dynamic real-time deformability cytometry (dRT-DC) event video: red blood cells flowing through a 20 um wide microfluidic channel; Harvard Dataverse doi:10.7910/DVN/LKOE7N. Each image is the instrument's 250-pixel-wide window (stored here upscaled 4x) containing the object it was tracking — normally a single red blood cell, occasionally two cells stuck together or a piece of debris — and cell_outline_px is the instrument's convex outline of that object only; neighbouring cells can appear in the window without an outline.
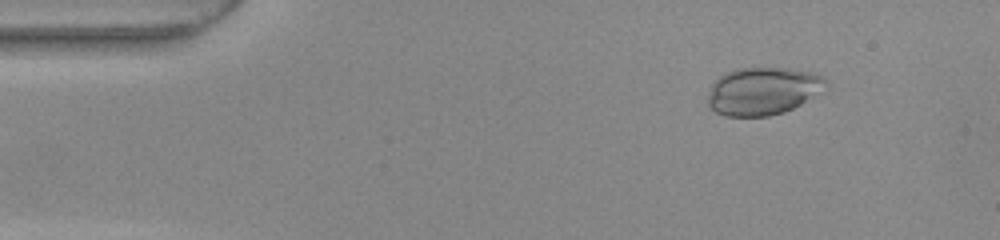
{"species": "common noctule bat (a hibernating species)", "species_latin": "Nyctalus noctula", "temperature_condition": "warm", "stored_images_in_passage": 14, "camera_frame_rate_fps": 3000, "um_per_image_px": 0.085, "animal": {"sex": "female", "body_mass_g": 22.0, "forearm_length_mm": 56.7}, "frame": {"image": 1, "passage_image": 1, "time_ms": 0.0, "image_size_px": [1000, 240], "cell_outline_px": [[828, 84], [800, 104], [784, 112], [768, 116], [724, 116], [716, 112], [708, 104], [708, 96], [712, 84], [720, 76], [728, 72], [740, 68], [788, 68], [808, 72], [820, 76], [828, 80]], "centroid_in_image_um": [64.81, 7.74], "position_along_channel_um": 20.2, "area_um2": 32.19}}
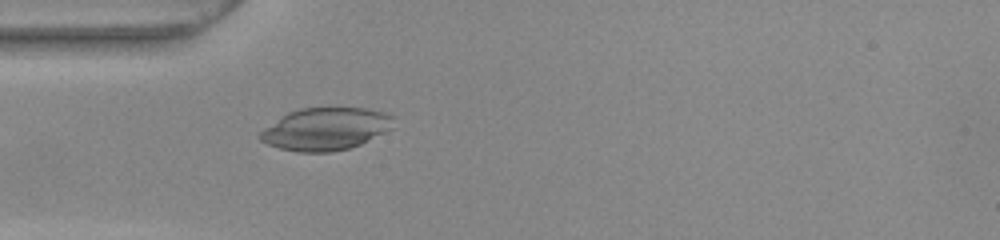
{"frame": {"image": 2, "passage_image": 10, "time_ms": 3.0, "image_size_px": [1000, 240], "cell_outline_px": [[392, 128], [360, 144], [348, 148], [332, 152], [300, 152], [280, 148], [268, 144], [260, 140], [260, 132], [264, 128], [288, 112], [300, 108], [364, 108], [384, 112], [392, 116]], "centroid_in_image_um": [27.66, 10.96], "position_along_channel_um": 57.3, "area_um2": 32.6}}